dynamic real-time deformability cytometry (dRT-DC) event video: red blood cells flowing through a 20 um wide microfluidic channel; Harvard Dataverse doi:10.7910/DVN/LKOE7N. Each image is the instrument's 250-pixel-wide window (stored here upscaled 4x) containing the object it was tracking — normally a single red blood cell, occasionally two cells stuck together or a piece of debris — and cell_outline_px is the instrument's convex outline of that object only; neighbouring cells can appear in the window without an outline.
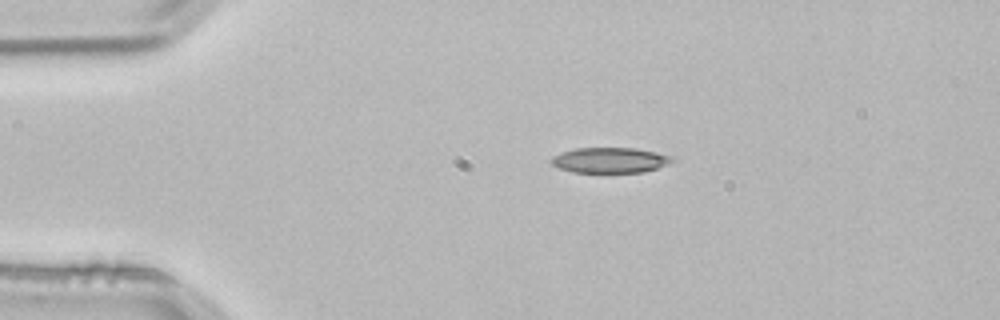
{"species": "common noctule bat (a hibernating species)", "species_latin": "Nyctalus noctula", "temperature_condition": "room temperature", "stored_images_in_passage": 2, "camera_frame_rate_fps": 3000, "um_per_image_px": 0.085, "animal": {"sex": "male", "body_mass_g": 21.5, "forearm_length_mm": 52.0}, "frame": {"image": 1, "passage_image": 1, "time_ms": 0.0, "image_size_px": [1000, 320], "cell_outline_px": [[676, 160], [668, 164], [644, 172], [572, 172], [560, 168], [552, 164], [548, 160], [552, 156], [560, 152], [576, 148], [636, 148], [676, 156]], "centroid_in_image_um": [51.87, 13.6], "position_along_channel_um": 33.1, "area_um2": 18.09}}